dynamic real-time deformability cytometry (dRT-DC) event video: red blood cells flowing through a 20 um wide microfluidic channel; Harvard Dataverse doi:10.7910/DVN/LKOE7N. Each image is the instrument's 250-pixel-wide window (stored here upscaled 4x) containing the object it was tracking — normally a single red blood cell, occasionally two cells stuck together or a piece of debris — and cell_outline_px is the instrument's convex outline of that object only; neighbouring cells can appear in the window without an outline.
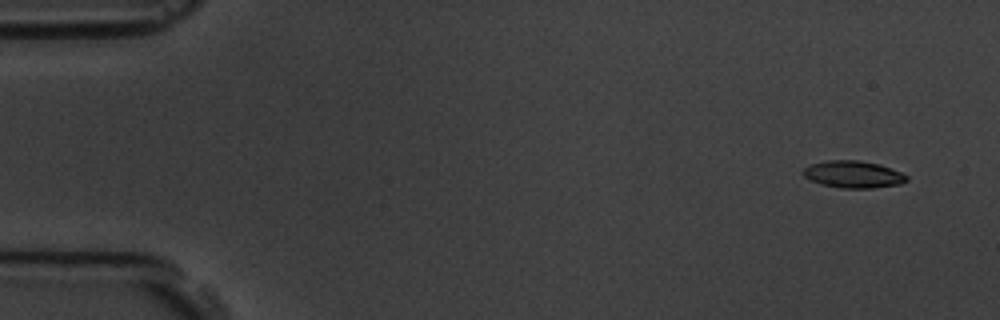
{"species": "common noctule bat (a hibernating species)", "species_latin": "Nyctalus noctula", "temperature_condition": "room temperature", "stored_images_in_passage": 9, "camera_frame_rate_fps": 3000, "um_per_image_px": 0.085, "animal": {"sex": "male", "body_mass_g": 19.5, "forearm_length_mm": 54.6}, "frame": {"image": 1, "passage_image": 1, "time_ms": 0.0, "image_size_px": [1000, 320], "cell_outline_px": [[908, 180], [900, 184], [872, 188], [840, 188], [820, 184], [804, 176], [804, 168], [808, 164], [828, 160], [860, 160], [880, 164], [900, 172], [908, 176]], "centroid_in_image_um": [72.53, 14.81], "position_along_channel_um": 12.5, "area_um2": 16.36}}
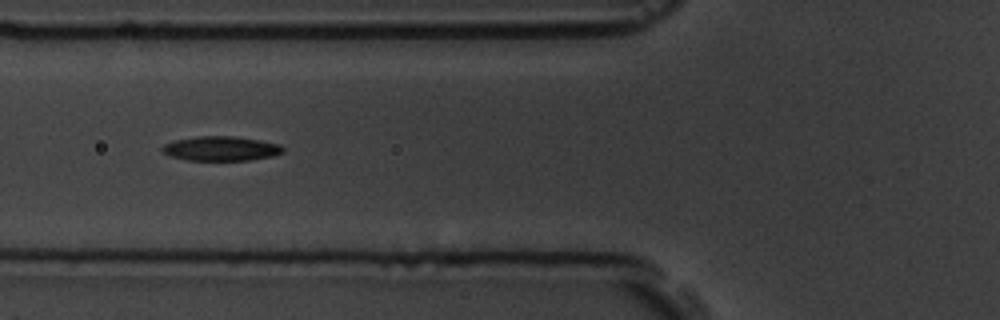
{"frame": {"image": 2, "passage_image": 6, "time_ms": 6.0, "image_size_px": [1000, 320], "cell_outline_px": [[284, 152], [272, 156], [248, 160], [188, 160], [168, 156], [160, 148], [164, 144], [176, 140], [196, 136], [232, 136], [260, 140], [280, 144], [284, 148]], "centroid_in_image_um": [18.78, 12.62], "position_along_channel_um": 107.0, "area_um2": 17.22}}
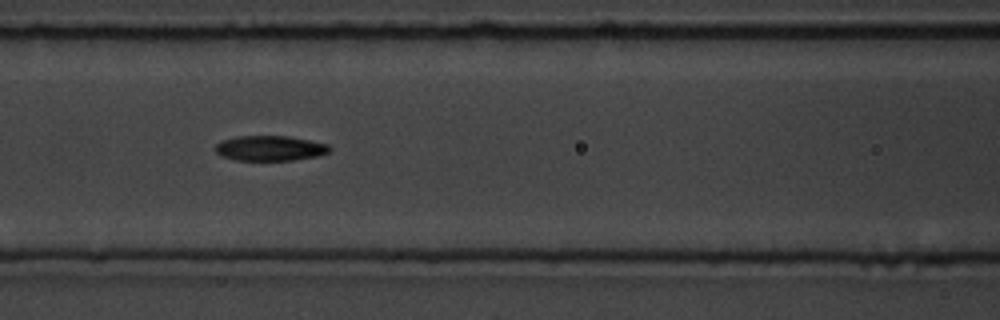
{"frame": {"image": 3, "passage_image": 7, "time_ms": 7.0, "image_size_px": [1000, 320], "cell_outline_px": [[332, 148], [328, 152], [316, 156], [292, 160], [236, 160], [224, 156], [216, 152], [216, 144], [224, 140], [236, 136], [288, 136], [328, 144]], "centroid_in_image_um": [22.97, 12.59], "position_along_channel_um": 143.6, "area_um2": 16.47}}